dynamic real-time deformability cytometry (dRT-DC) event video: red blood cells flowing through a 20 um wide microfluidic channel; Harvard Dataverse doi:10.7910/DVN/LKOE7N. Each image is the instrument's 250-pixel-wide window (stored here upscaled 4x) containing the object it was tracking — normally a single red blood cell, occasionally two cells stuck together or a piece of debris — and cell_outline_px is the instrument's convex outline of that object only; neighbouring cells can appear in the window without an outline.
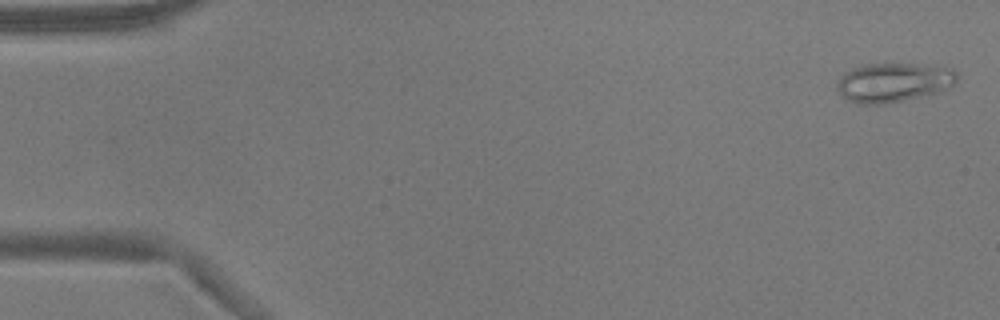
{"species": "common noctule bat (a hibernating species)", "species_latin": "Nyctalus noctula", "temperature_condition": "warm", "stored_images_in_passage": 53, "camera_frame_rate_fps": 3000, "um_per_image_px": 0.085, "animal": {"sex": "male", "body_mass_g": 17.9}, "frame": {"image": 1, "passage_image": 2, "time_ms": 0.333, "image_size_px": [1000, 320], "cell_outline_px": [[956, 80], [952, 84], [936, 92], [904, 100], [884, 104], [856, 104], [840, 96], [836, 88], [836, 84], [840, 76], [852, 68], [860, 64], [916, 64], [952, 68], [956, 72]], "centroid_in_image_um": [75.85, 7.0], "position_along_channel_um": 9.1, "area_um2": 27.28}}
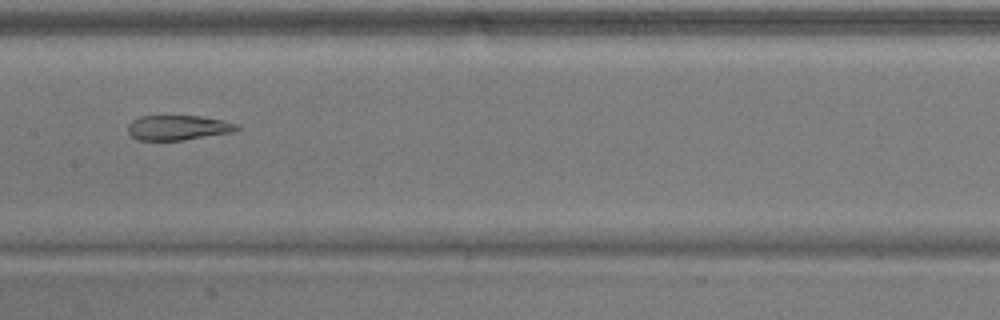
{"frame": {"image": 2, "passage_image": 27, "time_ms": 8.667, "image_size_px": [1000, 320], "cell_outline_px": [[240, 128], [232, 132], [180, 140], [140, 140], [132, 136], [128, 132], [128, 124], [132, 120], [140, 116], [200, 116], [224, 120], [240, 124]], "centroid_in_image_um": [15.15, 10.84], "position_along_channel_um": 192.3, "area_um2": 15.72}}
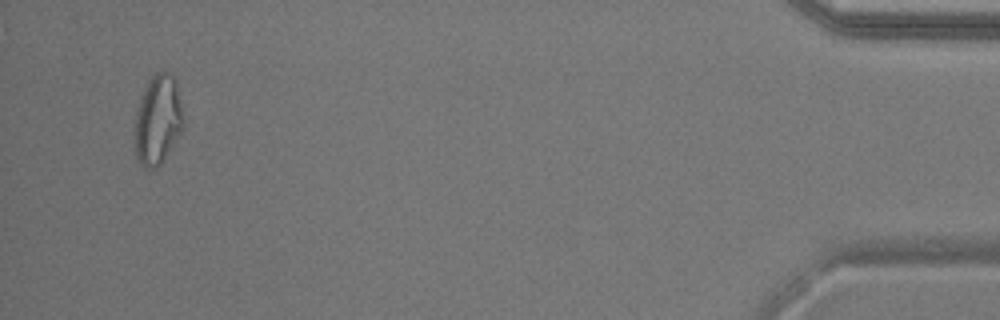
{"frame": {"image": 3, "passage_image": 51, "time_ms": 16.667, "image_size_px": [1000, 320], "cell_outline_px": [[184, 128], [160, 164], [156, 168], [144, 168], [140, 164], [136, 156], [136, 112], [144, 88], [148, 80], [156, 72], [168, 72], [176, 80], [184, 120]], "centroid_in_image_um": [13.44, 10.18], "position_along_channel_um": 421.8, "area_um2": 25.09}, "authors_computed_cell_mechanics": {"area_um2": 21.964, "velocity_mm_per_s": 3.8332, "shape_relaxation_time_tau1_ms": null, "shape_relaxation_time_tau2_ms": 2.8659, "deformation_change_tau1": null, "deformation_change_tau2": 0.1167}}